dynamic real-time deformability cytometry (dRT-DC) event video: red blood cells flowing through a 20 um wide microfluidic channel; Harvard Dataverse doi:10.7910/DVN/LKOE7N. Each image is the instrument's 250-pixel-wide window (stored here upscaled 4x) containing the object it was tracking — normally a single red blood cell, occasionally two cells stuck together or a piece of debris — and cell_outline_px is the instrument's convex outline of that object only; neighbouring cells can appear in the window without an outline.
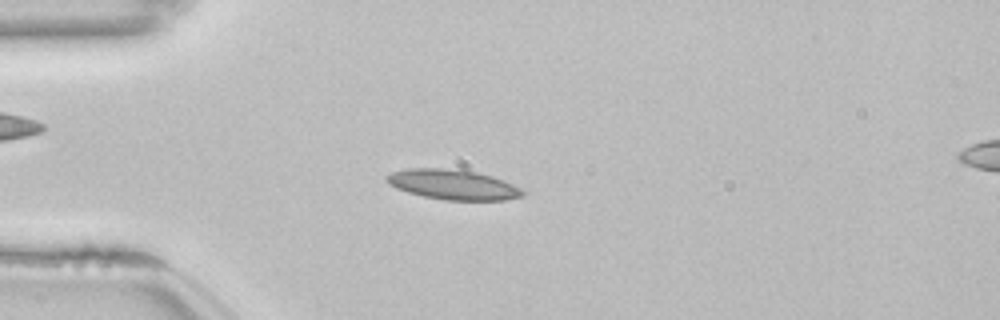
{"species": "common noctule bat (a hibernating species)", "species_latin": "Nyctalus noctula", "temperature_condition": "room temperature", "stored_images_in_passage": 53, "camera_frame_rate_fps": 3000, "um_per_image_px": 0.085, "animal": {"sex": "female", "body_mass_g": 22.7, "forearm_length_mm": 54.2}, "frame": {"image": 1, "passage_image": 14, "time_ms": 4.333, "image_size_px": [1000, 320], "cell_outline_px": [[524, 196], [504, 200], [444, 200], [424, 196], [408, 192], [396, 188], [388, 184], [384, 180], [384, 176], [392, 172], [408, 168], [444, 168], [476, 172], [492, 176], [512, 184], [520, 188], [524, 192]], "centroid_in_image_um": [38.46, 15.69], "position_along_channel_um": 46.5, "area_um2": 23.76}}
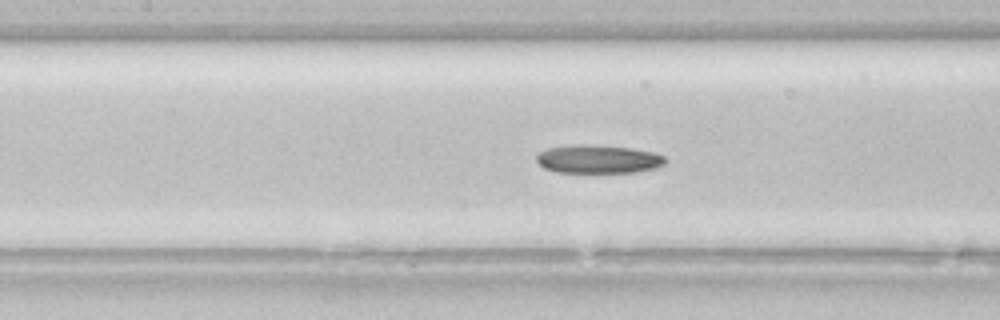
{"frame": {"image": 2, "passage_image": 24, "time_ms": 7.667, "image_size_px": [1000, 320], "cell_outline_px": [[668, 160], [664, 164], [656, 168], [636, 172], [556, 172], [544, 168], [536, 160], [536, 156], [540, 152], [548, 148], [584, 144], [632, 148], [652, 152], [664, 156]], "centroid_in_image_um": [50.87, 13.53], "position_along_channel_um": 156.5, "area_um2": 21.15}}
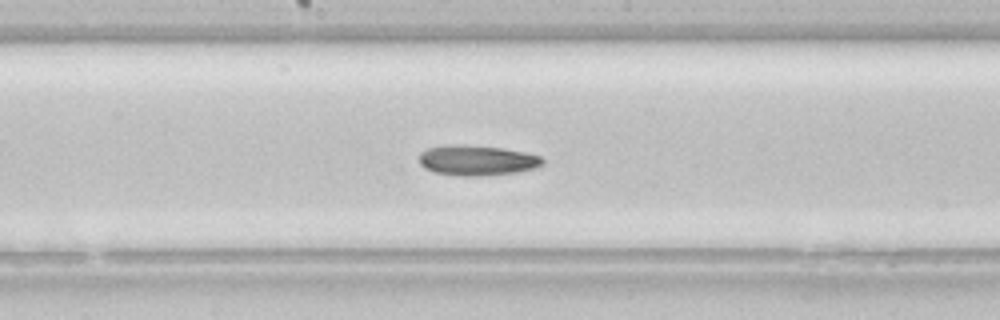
{"frame": {"image": 3, "passage_image": 28, "time_ms": 9.0, "image_size_px": [1000, 320], "cell_outline_px": [[544, 164], [536, 168], [516, 172], [476, 176], [464, 176], [436, 172], [424, 168], [420, 164], [420, 152], [428, 148], [448, 144], [460, 144], [500, 148], [524, 152], [540, 156], [544, 160]], "centroid_in_image_um": [40.54, 13.62], "position_along_channel_um": 207.7, "area_um2": 21.62}}